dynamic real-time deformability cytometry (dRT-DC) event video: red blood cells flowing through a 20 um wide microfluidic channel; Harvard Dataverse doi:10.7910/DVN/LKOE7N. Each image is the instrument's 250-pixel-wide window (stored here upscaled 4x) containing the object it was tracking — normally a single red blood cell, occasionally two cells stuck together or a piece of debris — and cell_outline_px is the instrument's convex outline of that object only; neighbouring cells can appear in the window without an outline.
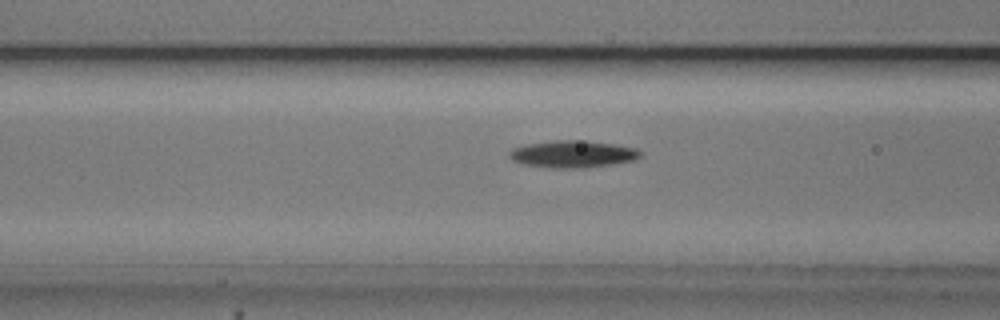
{"species": "common noctule bat (a hibernating species)", "species_latin": "Nyctalus noctula", "temperature_condition": "cold", "stored_images_in_passage": 40, "camera_frame_rate_fps": 3000, "um_per_image_px": 0.085, "animal": {"sex": "male", "body_mass_g": 20.5, "forearm_length_mm": 52.5}, "frame": {"image": 1, "passage_image": 7, "time_ms": 2.0, "image_size_px": [1000, 320], "cell_outline_px": [[640, 156], [636, 160], [588, 168], [548, 168], [524, 164], [512, 160], [508, 156], [508, 152], [512, 148], [528, 144], [552, 140], [584, 140], [612, 144], [636, 148], [640, 152]], "centroid_in_image_um": [48.65, 13.1], "position_along_channel_um": 117.9, "area_um2": 20.81}}
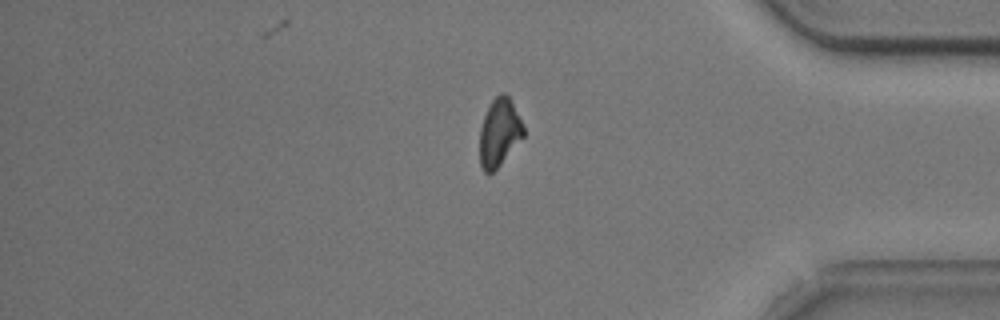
{"frame": {"image": 2, "passage_image": 31, "time_ms": 10.0, "image_size_px": [1000, 320], "cell_outline_px": [[524, 136], [500, 164], [492, 172], [484, 172], [480, 164], [480, 128], [484, 116], [492, 100], [500, 92], [508, 92], [524, 128]], "centroid_in_image_um": [42.44, 11.22], "position_along_channel_um": 392.8, "area_um2": 17.17}}
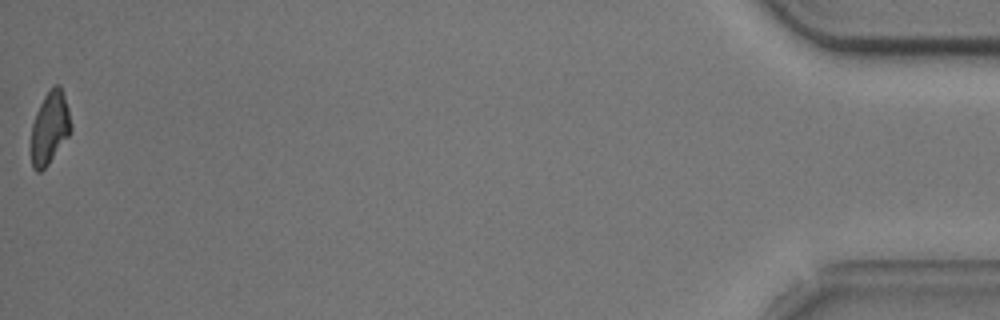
{"frame": {"image": 3, "passage_image": 40, "time_ms": 13.0, "image_size_px": [1000, 320], "cell_outline_px": [[72, 128], [68, 136], [48, 164], [40, 172], [36, 172], [32, 168], [32, 124], [36, 112], [44, 96], [52, 84], [60, 84], [68, 108], [72, 124]], "centroid_in_image_um": [4.24, 10.83], "position_along_channel_um": 431.0, "area_um2": 16.7}, "authors_computed_cell_mechanics": {"area_um2": 18.5827, "velocity_mm_per_s": 3.7341, "shape_relaxation_time_tau1_ms": 2.3076, "shape_relaxation_time_tau2_ms": null, "deformation_change_tau1": 0.1123, "deformation_change_tau2": null}}